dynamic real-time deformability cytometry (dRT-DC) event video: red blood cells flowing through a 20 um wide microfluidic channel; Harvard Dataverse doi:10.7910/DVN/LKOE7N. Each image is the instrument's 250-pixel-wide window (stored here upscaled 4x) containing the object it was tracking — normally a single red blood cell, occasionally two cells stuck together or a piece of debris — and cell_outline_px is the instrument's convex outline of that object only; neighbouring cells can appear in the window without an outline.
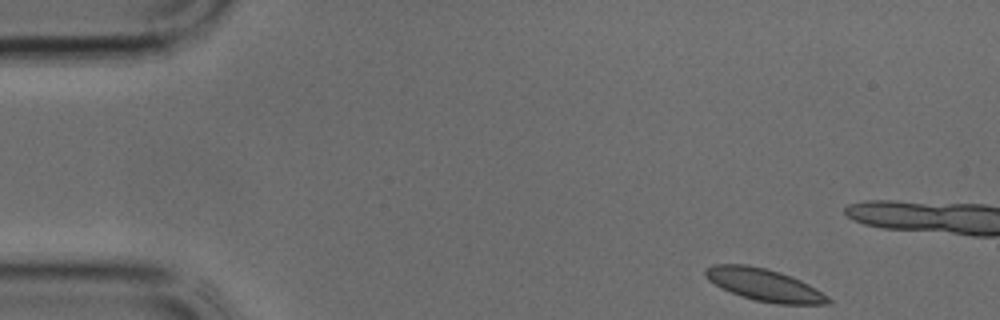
{"species": "common noctule bat (a hibernating species)", "species_latin": "Nyctalus noctula", "temperature_condition": "cold", "stored_images_in_passage": 8, "camera_frame_rate_fps": 3000, "um_per_image_px": 0.085, "animal": {"sex": "male", "body_mass_g": 17.9, "forearm_length_mm": 54.2}, "frame": {"image": 1, "passage_image": 1, "time_ms": 0.0, "image_size_px": [1000, 320], "cell_outline_px": [[832, 304], [776, 304], [756, 300], [732, 292], [708, 280], [704, 276], [704, 268], [712, 264], [748, 264], [768, 268], [780, 272], [800, 280], [816, 288], [828, 296], [832, 300]], "centroid_in_image_um": [64.97, 24.19], "position_along_channel_um": 20.0, "area_um2": 23.06}}